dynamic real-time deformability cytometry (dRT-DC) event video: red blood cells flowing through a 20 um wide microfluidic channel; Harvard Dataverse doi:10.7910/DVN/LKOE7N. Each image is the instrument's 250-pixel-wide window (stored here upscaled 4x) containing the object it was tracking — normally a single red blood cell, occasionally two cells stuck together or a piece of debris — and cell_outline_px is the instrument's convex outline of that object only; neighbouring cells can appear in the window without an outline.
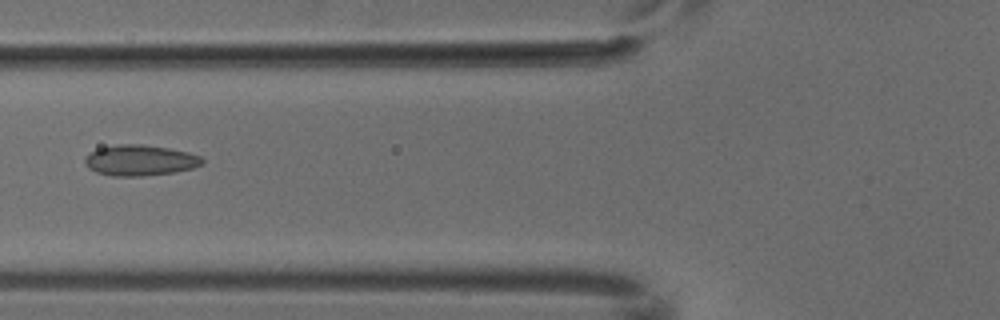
{"species": "common noctule bat (a hibernating species)", "species_latin": "Nyctalus noctula", "temperature_condition": "cold", "stored_images_in_passage": 4, "camera_frame_rate_fps": 3000, "um_per_image_px": 0.085, "animal": {"sex": "male", "body_mass_g": 18.8}, "frame": {"image": 1, "passage_image": 4, "time_ms": 1.0, "image_size_px": [1000, 320], "cell_outline_px": [[204, 164], [192, 168], [176, 172], [140, 176], [112, 176], [96, 172], [88, 168], [84, 164], [84, 160], [96, 148], [116, 144], [140, 144], [168, 148], [188, 152], [200, 156], [204, 160]], "centroid_in_image_um": [11.9, 13.63], "position_along_channel_um": 113.9, "area_um2": 21.1}}